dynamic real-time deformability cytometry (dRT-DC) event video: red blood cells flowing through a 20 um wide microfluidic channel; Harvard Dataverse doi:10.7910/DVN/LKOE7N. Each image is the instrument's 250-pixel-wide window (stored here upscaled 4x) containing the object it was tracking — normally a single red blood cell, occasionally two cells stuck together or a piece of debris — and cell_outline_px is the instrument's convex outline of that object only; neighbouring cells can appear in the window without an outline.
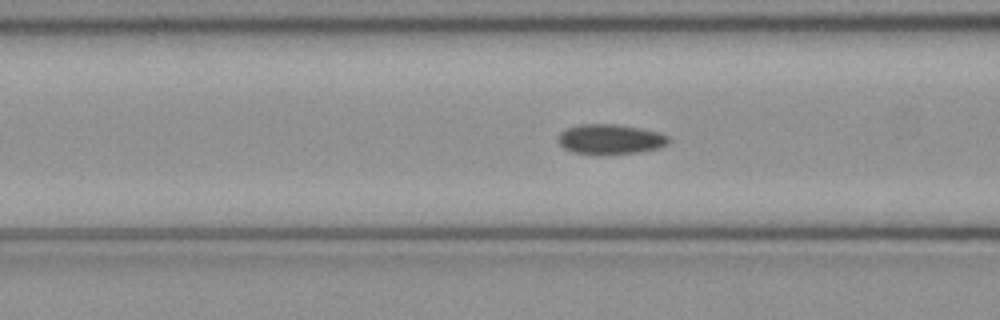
{"species": "common noctule bat (a hibernating species)", "species_latin": "Nyctalus noctula", "temperature_condition": "cold", "stored_images_in_passage": 51, "camera_frame_rate_fps": 3000, "um_per_image_px": 0.085, "animal": {"sex": "female", "body_mass_g": 21.9}, "frame": {"image": 1, "passage_image": 20, "time_ms": 6.333, "image_size_px": [1000, 320], "cell_outline_px": [[668, 144], [660, 148], [636, 152], [572, 152], [564, 148], [560, 144], [560, 132], [568, 128], [580, 124], [616, 124], [640, 128], [660, 132], [668, 136]], "centroid_in_image_um": [51.92, 11.79], "position_along_channel_um": 114.7, "area_um2": 18.55}}
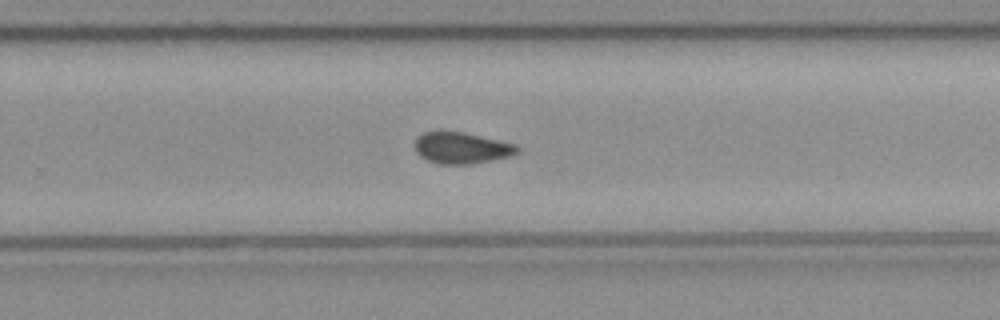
{"frame": {"image": 2, "passage_image": 33, "time_ms": 10.667, "image_size_px": [1000, 320], "cell_outline_px": [[520, 152], [512, 156], [472, 164], [440, 164], [428, 160], [420, 156], [416, 152], [412, 144], [416, 136], [424, 132], [464, 132], [516, 144], [520, 148]], "centroid_in_image_um": [39.23, 12.58], "position_along_channel_um": 290.6, "area_um2": 18.96}}
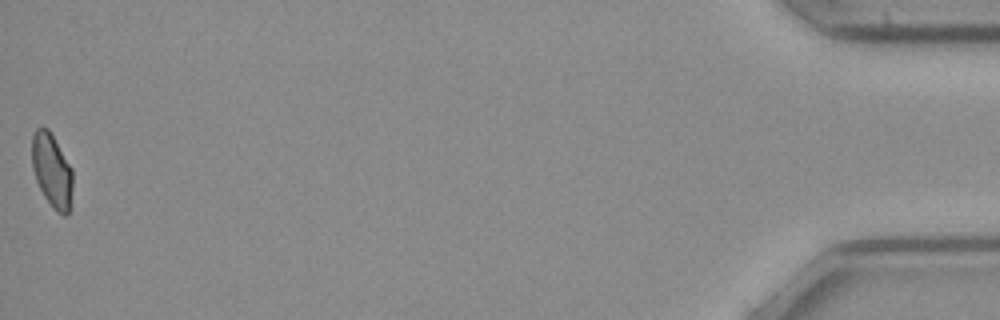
{"frame": {"image": 3, "passage_image": 51, "time_ms": 16.667, "image_size_px": [1000, 320], "cell_outline_px": [[72, 188], [68, 216], [64, 216], [56, 212], [52, 208], [44, 196], [36, 180], [32, 168], [32, 132], [36, 128], [48, 128], [72, 168]], "centroid_in_image_um": [4.4, 14.51], "position_along_channel_um": 430.8, "area_um2": 17.57}, "authors_computed_cell_mechanics": {"area_um2": 18.9584, "velocity_mm_per_s": 4.0656, "shape_relaxation_time_tau1_ms": null, "shape_relaxation_time_tau2_ms": 5.9926, "deformation_change_tau1": null, "deformation_change_tau2": 0.1057}}